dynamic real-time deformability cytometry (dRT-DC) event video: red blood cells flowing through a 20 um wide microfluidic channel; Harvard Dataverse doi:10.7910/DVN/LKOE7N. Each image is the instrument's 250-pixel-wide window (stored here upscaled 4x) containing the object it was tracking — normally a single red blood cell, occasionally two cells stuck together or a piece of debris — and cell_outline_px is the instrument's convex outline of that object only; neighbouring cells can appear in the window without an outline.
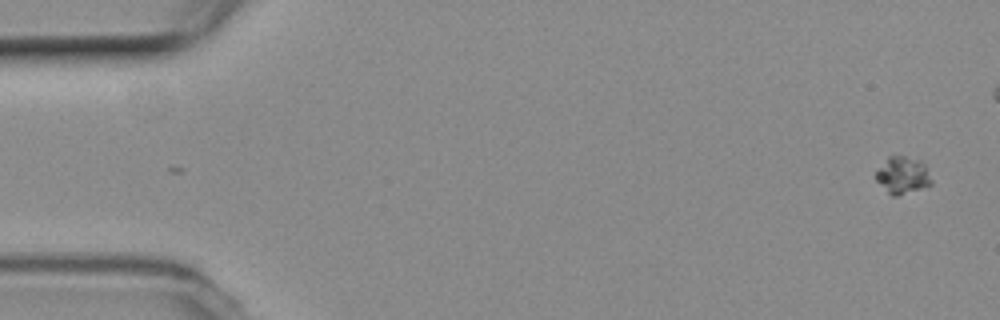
{"species": "common noctule bat (a hibernating species)", "species_latin": "Nyctalus noctula", "temperature_condition": "room temperature", "stored_images_in_passage": 2, "camera_frame_rate_fps": 3000, "um_per_image_px": 0.085, "animal": {"sex": "female", "body_mass_g": 19.3, "forearm_length_mm": 54.1}, "frame": {"image": 1, "passage_image": 1, "time_ms": 0.0, "image_size_px": [1000, 320], "cell_outline_px": [[932, 184], [896, 196], [892, 196], [876, 180], [876, 172], [888, 156], [904, 156], [920, 160], [924, 164], [932, 180]], "centroid_in_image_um": [76.72, 14.88], "position_along_channel_um": 8.3, "area_um2": 11.68}}